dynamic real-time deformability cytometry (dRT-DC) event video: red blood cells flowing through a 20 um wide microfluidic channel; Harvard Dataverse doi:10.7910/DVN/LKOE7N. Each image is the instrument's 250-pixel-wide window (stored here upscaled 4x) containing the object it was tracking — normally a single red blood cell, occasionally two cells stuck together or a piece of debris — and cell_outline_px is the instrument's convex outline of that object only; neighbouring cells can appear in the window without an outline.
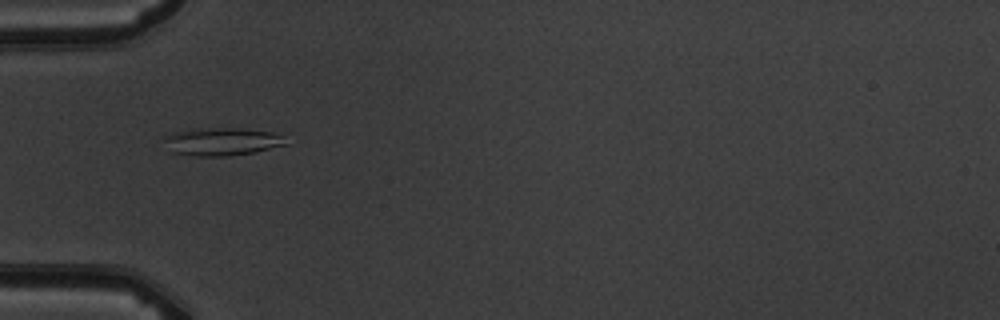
{"species": "common noctule bat (a hibernating species)", "species_latin": "Nyctalus noctula", "temperature_condition": "warm", "stored_images_in_passage": 3, "camera_frame_rate_fps": 3000, "um_per_image_px": 0.085, "animal": {"sex": "male", "body_mass_g": 19.5, "forearm_length_mm": 54.6}, "frame": {"image": 1, "passage_image": 1, "time_ms": 0.0, "image_size_px": [1000, 320], "cell_outline_px": [[288, 144], [256, 152], [228, 156], [192, 156], [172, 152], [164, 140], [164, 136], [172, 132], [196, 128], [236, 128], [272, 132], [280, 136]], "centroid_in_image_um": [18.82, 12.04], "position_along_channel_um": 66.2, "area_um2": 19.71}}
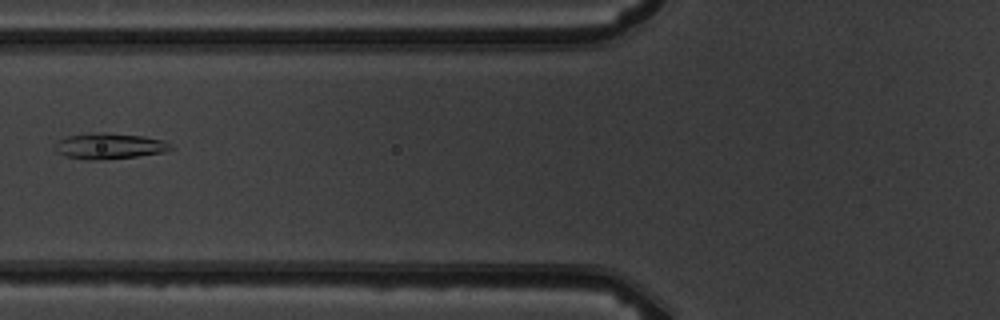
{"frame": {"image": 2, "passage_image": 2, "time_ms": 1.333, "image_size_px": [1000, 320], "cell_outline_px": [[176, 148], [164, 152], [136, 156], [92, 160], [88, 160], [64, 156], [56, 152], [52, 148], [56, 140], [68, 136], [100, 132], [144, 136], [164, 140]], "centroid_in_image_um": [9.26, 12.41], "position_along_channel_um": 116.5, "area_um2": 17.51}}